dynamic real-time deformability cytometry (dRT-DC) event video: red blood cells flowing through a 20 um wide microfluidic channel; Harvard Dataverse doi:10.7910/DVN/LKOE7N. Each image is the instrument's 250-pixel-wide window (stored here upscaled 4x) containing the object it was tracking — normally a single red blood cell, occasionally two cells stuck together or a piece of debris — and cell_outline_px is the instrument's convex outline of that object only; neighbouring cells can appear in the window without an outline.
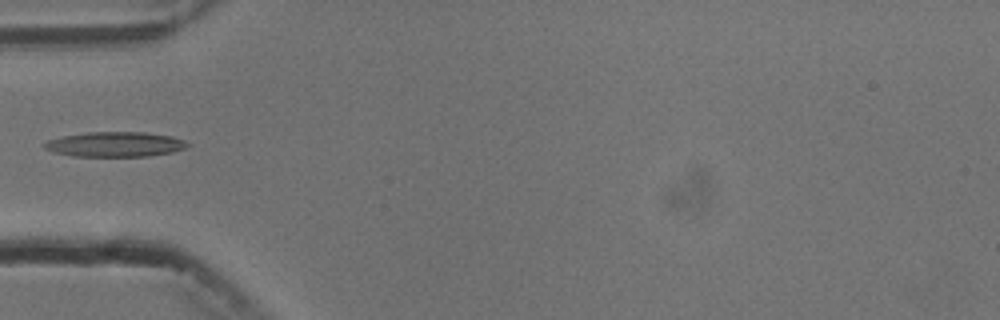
{"species": "common noctule bat (a hibernating species)", "species_latin": "Nyctalus noctula", "temperature_condition": "cold", "stored_images_in_passage": 5, "camera_frame_rate_fps": 3000, "um_per_image_px": 0.085, "animal": {"sex": "male", "body_mass_g": 13.3}, "frame": {"image": 1, "passage_image": 5, "time_ms": 5.333, "image_size_px": [1000, 320], "cell_outline_px": [[192, 144], [188, 148], [172, 152], [148, 156], [72, 156], [52, 152], [44, 148], [40, 144], [48, 140], [64, 136], [88, 132], [144, 132], [172, 136], [184, 140]], "centroid_in_image_um": [9.8, 12.27], "position_along_channel_um": 75.2, "area_um2": 20.98}}